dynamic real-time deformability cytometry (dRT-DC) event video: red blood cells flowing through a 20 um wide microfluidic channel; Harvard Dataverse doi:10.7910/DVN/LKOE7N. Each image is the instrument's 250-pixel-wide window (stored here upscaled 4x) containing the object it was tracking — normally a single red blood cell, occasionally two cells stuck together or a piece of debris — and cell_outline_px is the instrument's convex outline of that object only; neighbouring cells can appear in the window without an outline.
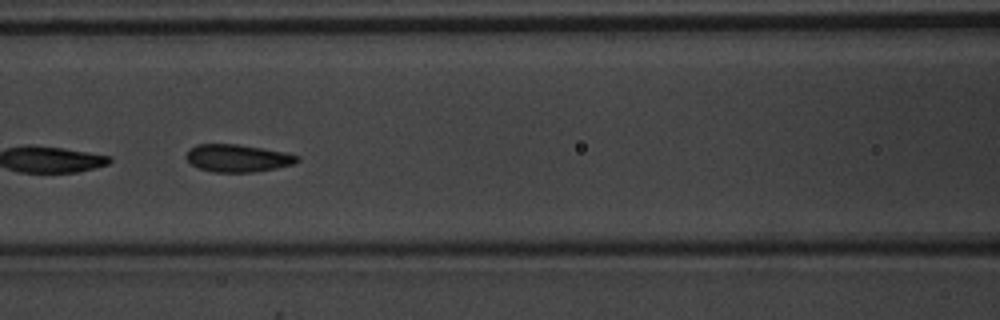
{"species": "common noctule bat (a hibernating species)", "species_latin": "Nyctalus noctula", "temperature_condition": "warm", "stored_images_in_passage": 6, "camera_frame_rate_fps": 3000, "um_per_image_px": 0.085, "animal": {"sex": "male", "body_mass_g": 20.1, "forearm_length_mm": 53.5}, "frame": {"image": 1, "passage_image": 6, "time_ms": 1.667, "image_size_px": [1000, 320], "cell_outline_px": [[300, 160], [296, 164], [276, 168], [252, 172], [212, 172], [200, 168], [192, 164], [184, 156], [196, 144], [236, 144], [284, 152], [300, 156]], "centroid_in_image_um": [20.23, 13.45], "position_along_channel_um": 146.4, "area_um2": 17.69}}